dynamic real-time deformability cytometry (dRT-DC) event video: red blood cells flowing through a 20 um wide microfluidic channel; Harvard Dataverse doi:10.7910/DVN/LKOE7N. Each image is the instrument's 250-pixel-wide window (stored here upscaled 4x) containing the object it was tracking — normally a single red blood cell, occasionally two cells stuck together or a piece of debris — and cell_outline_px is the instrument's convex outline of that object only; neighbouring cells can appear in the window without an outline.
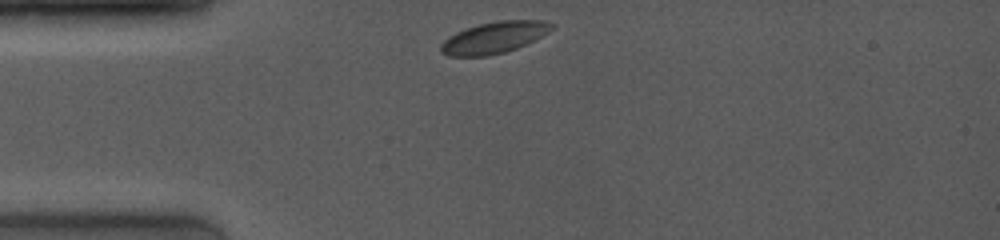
{"species": "common noctule bat (a hibernating species)", "species_latin": "Nyctalus noctula", "temperature_condition": "room temperature", "stored_images_in_passage": 25, "camera_frame_rate_fps": 4000, "um_per_image_px": 0.085, "animal": {"sex": "female", "body_mass_g": 19.0, "forearm_length_mm": 53.3}, "frame": {"image": 1, "passage_image": 1, "time_ms": 0.0, "image_size_px": [1000, 240], "cell_outline_px": [[556, 24], [548, 32], [516, 48], [504, 52], [488, 56], [448, 56], [440, 52], [440, 44], [444, 40], [456, 32], [480, 24], [500, 20], [540, 20]], "centroid_in_image_um": [41.97, 3.19], "position_along_channel_um": 43.0, "area_um2": 20.06}}
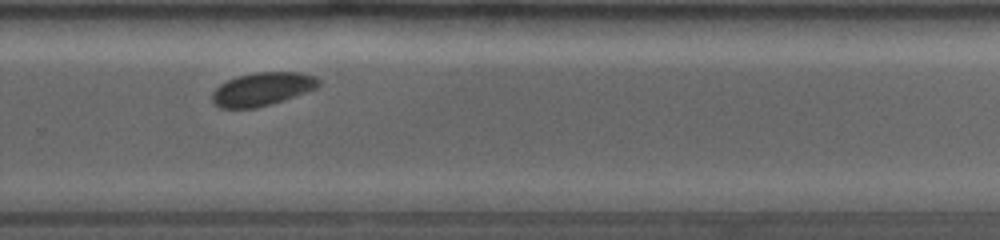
{"frame": {"image": 2, "passage_image": 19, "time_ms": 4.5, "image_size_px": [1000, 240], "cell_outline_px": [[320, 84], [316, 88], [256, 108], [220, 108], [212, 104], [212, 92], [220, 84], [236, 76], [256, 72], [300, 72], [316, 76], [320, 80]], "centroid_in_image_um": [22.25, 7.56], "position_along_channel_um": 307.6, "area_um2": 20.46}}
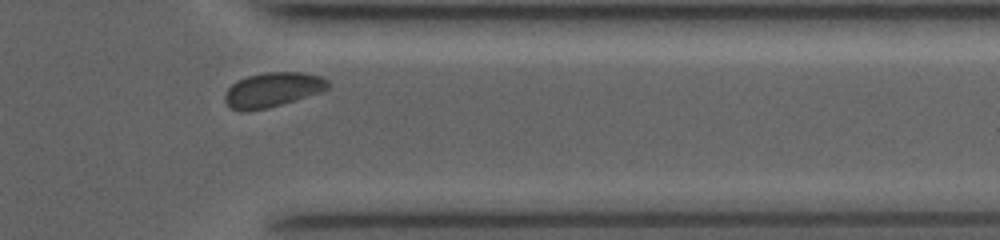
{"frame": {"image": 3, "passage_image": 23, "time_ms": 5.5, "image_size_px": [1000, 240], "cell_outline_px": [[332, 84], [328, 88], [320, 92], [268, 108], [248, 112], [240, 112], [232, 108], [224, 100], [224, 96], [228, 88], [236, 80], [248, 76], [264, 72], [304, 72], [320, 76], [328, 80]], "centroid_in_image_um": [23.16, 7.63], "position_along_channel_um": 388.2, "area_um2": 20.92}}